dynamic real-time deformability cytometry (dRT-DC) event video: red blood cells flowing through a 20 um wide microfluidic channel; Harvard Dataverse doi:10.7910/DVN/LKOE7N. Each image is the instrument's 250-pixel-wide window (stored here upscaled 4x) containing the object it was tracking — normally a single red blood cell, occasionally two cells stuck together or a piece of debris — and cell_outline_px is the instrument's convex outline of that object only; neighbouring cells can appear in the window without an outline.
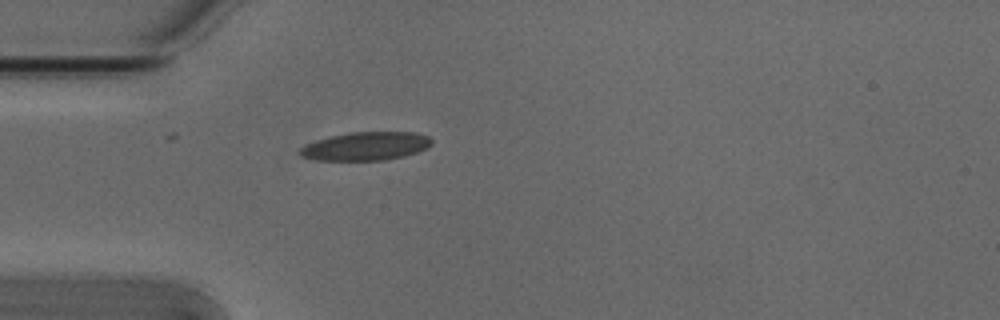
{"species": "Egyptian fruit bat (a non-hibernating species)", "species_latin": "Rousettus aegyptiacus", "temperature_condition": "cold", "stored_images_in_passage": 1, "camera_frame_rate_fps": 3000, "um_per_image_px": 0.085, "animal": {"sex": "male"}, "frame": {"image": 1, "passage_image": 1, "time_ms": 0.0, "image_size_px": [1000, 320], "cell_outline_px": [[432, 144], [428, 148], [404, 156], [384, 160], [316, 160], [300, 156], [296, 152], [304, 144], [316, 140], [348, 132], [416, 132], [428, 136], [432, 140]], "centroid_in_image_um": [31.07, 12.42], "position_along_channel_um": 53.9, "area_um2": 21.96}}